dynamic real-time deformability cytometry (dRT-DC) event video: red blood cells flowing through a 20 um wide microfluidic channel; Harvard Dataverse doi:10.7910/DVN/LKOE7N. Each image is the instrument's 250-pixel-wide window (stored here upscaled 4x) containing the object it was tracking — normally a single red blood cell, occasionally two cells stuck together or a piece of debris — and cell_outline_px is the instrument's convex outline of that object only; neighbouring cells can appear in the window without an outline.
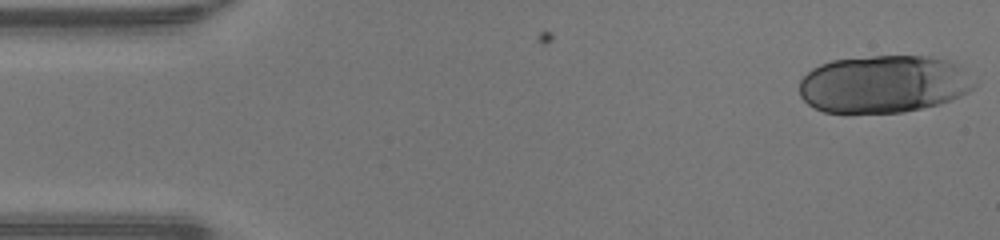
{"species": "human", "species_latin": "Homo sapiens", "temperature_condition": "warm", "stored_images_in_passage": 16, "camera_frame_rate_fps": 3000, "um_per_image_px": 0.085, "donor": {"sex": "male"}, "frame": {"image": 1, "passage_image": 1, "time_ms": 0.0, "image_size_px": [1000, 240], "cell_outline_px": [[976, 84], [968, 92], [952, 100], [940, 104], [904, 112], [824, 112], [808, 104], [800, 96], [800, 80], [812, 68], [820, 64], [832, 60], [872, 56], [932, 56], [956, 60]], "centroid_in_image_um": [75.15, 7.13], "position_along_channel_um": 9.9, "area_um2": 59.01}}
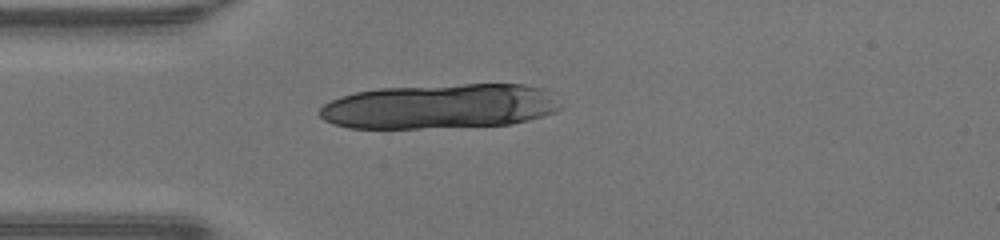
{"frame": {"image": 2, "passage_image": 12, "time_ms": 3.667, "image_size_px": [1000, 240], "cell_outline_px": [[564, 108], [556, 112], [544, 116], [512, 124], [420, 128], [348, 128], [332, 124], [324, 120], [316, 112], [324, 104], [340, 96], [356, 92], [380, 88], [464, 84], [524, 84], [544, 88], [564, 104]], "centroid_in_image_um": [37.43, 9.04], "position_along_channel_um": 47.6, "area_um2": 63.46}}